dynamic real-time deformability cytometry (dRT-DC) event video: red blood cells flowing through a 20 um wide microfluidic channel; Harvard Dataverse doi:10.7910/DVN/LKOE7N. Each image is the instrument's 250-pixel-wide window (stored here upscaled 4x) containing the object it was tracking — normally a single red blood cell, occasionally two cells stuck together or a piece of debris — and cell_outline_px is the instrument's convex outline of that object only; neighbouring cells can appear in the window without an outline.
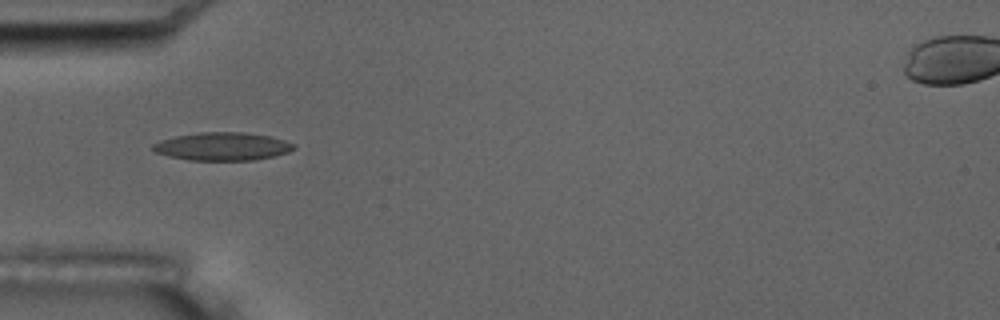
{"species": "common noctule bat (a hibernating species)", "species_latin": "Nyctalus noctula", "temperature_condition": "room temperature", "stored_images_in_passage": 8, "camera_frame_rate_fps": 3000, "um_per_image_px": 0.085, "animal": {"sex": "male", "body_mass_g": 17.5, "forearm_length_mm": 52.3}, "frame": {"image": 1, "passage_image": 3, "time_ms": 2.333, "image_size_px": [1000, 320], "cell_outline_px": [[296, 148], [288, 152], [272, 156], [252, 160], [188, 160], [168, 156], [156, 152], [152, 148], [152, 144], [160, 140], [176, 136], [200, 132], [244, 132], [268, 136], [284, 140], [296, 144]], "centroid_in_image_um": [18.9, 12.44], "position_along_channel_um": 66.1, "area_um2": 22.95}}
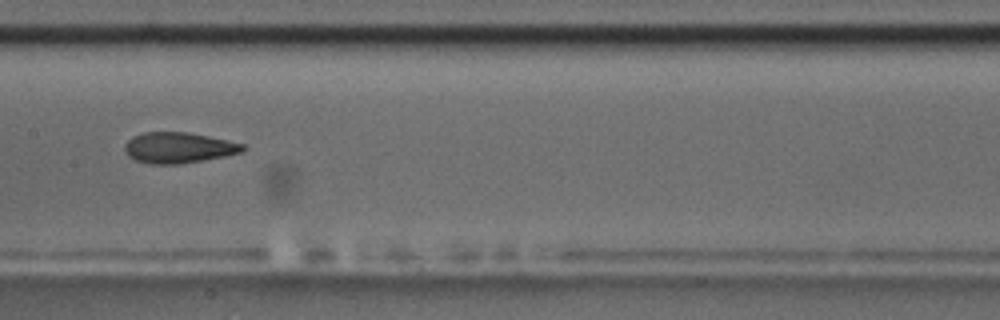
{"frame": {"image": 2, "passage_image": 6, "time_ms": 6.0, "image_size_px": [1000, 320], "cell_outline_px": [[248, 148], [240, 152], [224, 156], [180, 164], [152, 164], [136, 160], [128, 156], [124, 148], [124, 144], [132, 136], [144, 132], [188, 132], [208, 136], [244, 144]], "centroid_in_image_um": [15.15, 12.55], "position_along_channel_um": 192.2, "area_um2": 21.1}}